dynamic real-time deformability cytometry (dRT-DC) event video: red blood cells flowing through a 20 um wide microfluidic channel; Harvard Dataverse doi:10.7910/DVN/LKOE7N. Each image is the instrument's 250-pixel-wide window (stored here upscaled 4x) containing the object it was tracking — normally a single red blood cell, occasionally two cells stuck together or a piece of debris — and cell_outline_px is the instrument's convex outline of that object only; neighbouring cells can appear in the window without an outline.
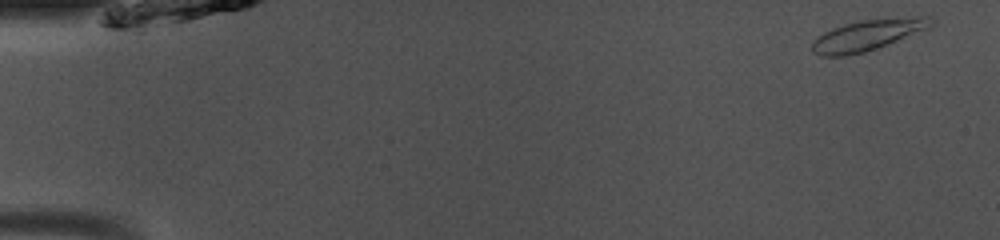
{"species": "common noctule bat (a hibernating species)", "species_latin": "Nyctalus noctula", "temperature_condition": "room temperature", "stored_images_in_passage": 48, "camera_frame_rate_fps": 3000, "um_per_image_px": 0.085, "animal": {"sex": "male", "body_mass_g": 13.0, "forearm_length_mm": 53.1}, "frame": {"image": 1, "passage_image": 1, "time_ms": 0.0, "image_size_px": [1000, 240], "cell_outline_px": [[936, 24], [932, 28], [864, 52], [844, 56], [820, 56], [812, 52], [812, 40], [824, 32], [832, 28], [844, 24], [864, 20], [920, 16], [936, 16]], "centroid_in_image_um": [73.83, 2.97], "position_along_channel_um": 11.2, "area_um2": 21.62}}
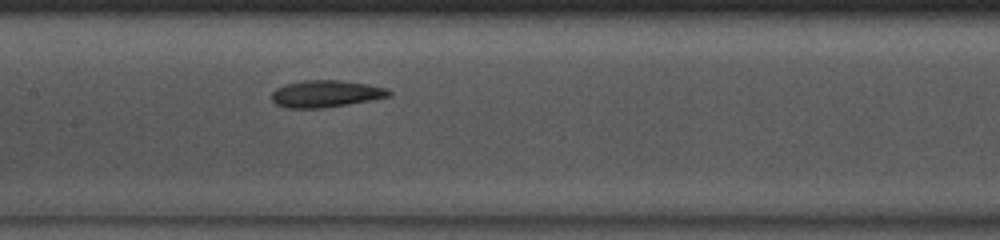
{"frame": {"image": 2, "passage_image": 23, "time_ms": 7.333, "image_size_px": [1000, 240], "cell_outline_px": [[392, 96], [348, 104], [320, 108], [288, 108], [276, 104], [272, 100], [272, 92], [276, 88], [288, 84], [304, 80], [340, 80], [368, 84], [388, 88], [392, 92]], "centroid_in_image_um": [27.73, 7.96], "position_along_channel_um": 179.7, "area_um2": 18.38}}
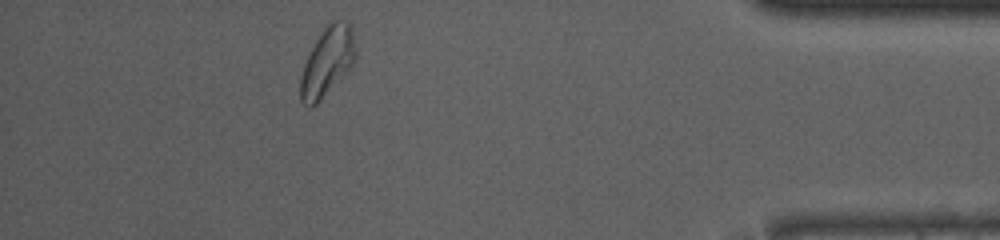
{"frame": {"image": 3, "passage_image": 43, "time_ms": 14.0, "image_size_px": [1000, 240], "cell_outline_px": [[356, 60], [320, 100], [316, 104], [304, 104], [300, 100], [300, 76], [304, 64], [316, 40], [328, 24], [332, 20], [336, 20], [352, 24], [356, 48]], "centroid_in_image_um": [27.84, 5.2], "position_along_channel_um": 407.4, "area_um2": 21.62}, "authors_computed_cell_mechanics": {"area_um2": 19.3341, "velocity_mm_per_s": 4.0705, "shape_relaxation_time_tau1_ms": 5.0726, "shape_relaxation_time_tau2_ms": 2.8679, "deformation_change_tau1": 0.1315, "deformation_change_tau2": 0.0714}}